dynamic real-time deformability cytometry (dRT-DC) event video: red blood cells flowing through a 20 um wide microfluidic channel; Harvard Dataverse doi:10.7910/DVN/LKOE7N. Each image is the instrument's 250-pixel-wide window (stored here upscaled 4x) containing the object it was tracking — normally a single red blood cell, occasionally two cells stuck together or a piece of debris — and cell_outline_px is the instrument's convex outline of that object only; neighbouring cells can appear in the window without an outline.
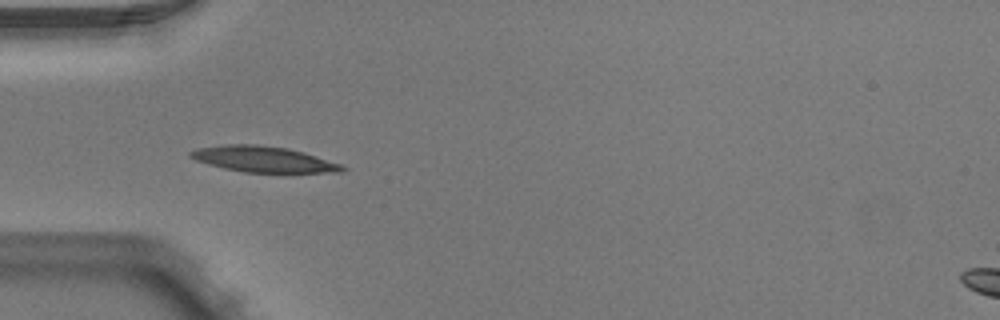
{"species": "Egyptian fruit bat (a non-hibernating species)", "species_latin": "Rousettus aegyptiacus", "temperature_condition": "warm", "stored_images_in_passage": 5, "camera_frame_rate_fps": 3000, "um_per_image_px": 0.085, "animal": {"sex": "male"}, "frame": {"image": 1, "passage_image": 4, "time_ms": 1.0, "image_size_px": [1000, 320], "cell_outline_px": [[348, 168], [344, 172], [280, 176], [244, 172], [224, 168], [208, 164], [196, 160], [188, 156], [188, 152], [196, 148], [224, 144], [256, 144], [288, 148], [304, 152], [340, 164]], "centroid_in_image_um": [22.49, 13.59], "position_along_channel_um": 62.5, "area_um2": 24.28}}
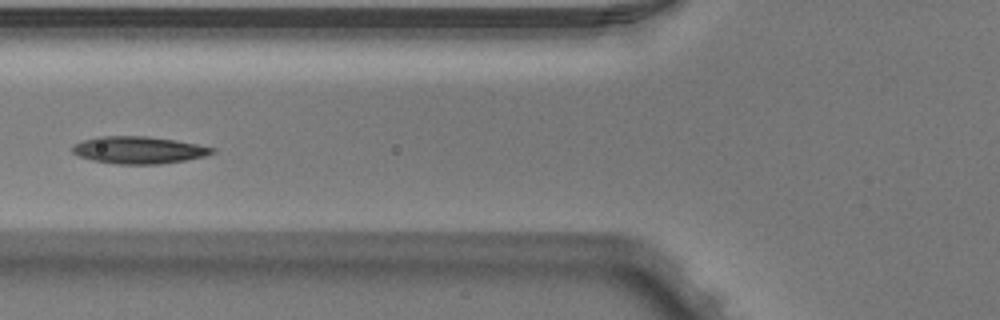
{"frame": {"image": 2, "passage_image": 5, "time_ms": 1.333, "image_size_px": [1000, 320], "cell_outline_px": [[216, 152], [204, 156], [184, 160], [160, 164], [116, 164], [92, 160], [80, 156], [72, 152], [72, 148], [76, 144], [84, 140], [100, 136], [148, 136], [176, 140], [216, 148]], "centroid_in_image_um": [11.82, 12.75], "position_along_channel_um": 114.0, "area_um2": 22.02}}